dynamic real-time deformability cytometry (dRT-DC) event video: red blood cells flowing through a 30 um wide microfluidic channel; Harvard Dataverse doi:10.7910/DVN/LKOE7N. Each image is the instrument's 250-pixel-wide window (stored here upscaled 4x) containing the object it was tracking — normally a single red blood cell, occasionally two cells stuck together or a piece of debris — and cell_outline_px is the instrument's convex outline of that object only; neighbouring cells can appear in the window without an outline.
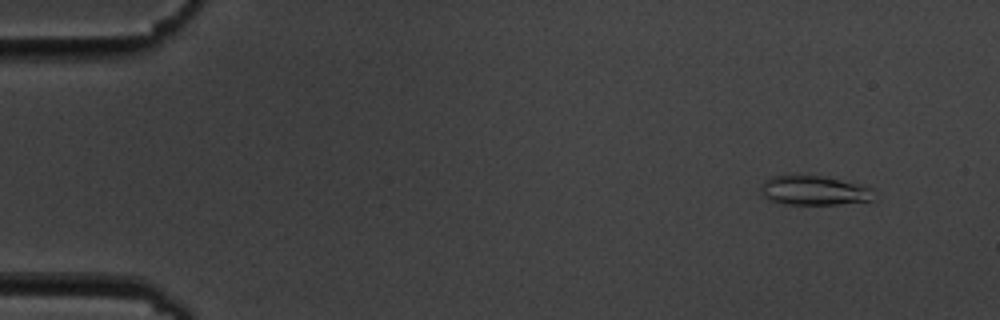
{"species": "common noctule bat (a hibernating species)", "species_latin": "Nyctalus noctula", "temperature_condition": "cold", "stored_images_in_passage": 52, "camera_frame_rate_fps": 3000, "um_per_image_px": 0.085, "animal": {"sex": "male", "body_mass_g": 19.5, "forearm_length_mm": 54.6}, "frame": {"image": 1, "passage_image": 1, "time_ms": 0.0, "image_size_px": [1000, 320], "cell_outline_px": [[876, 188], [872, 200], [840, 204], [780, 204], [768, 200], [760, 192], [760, 184], [764, 180], [772, 176], [824, 176]], "centroid_in_image_um": [69.19, 16.2], "position_along_channel_um": 15.8, "area_um2": 19.54}}
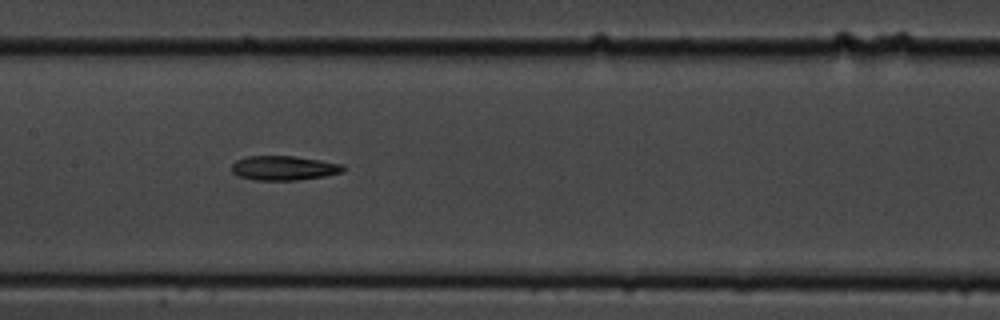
{"frame": {"image": 2, "passage_image": 24, "time_ms": 7.667, "image_size_px": [1000, 320], "cell_outline_px": [[348, 168], [344, 172], [324, 176], [296, 180], [252, 180], [236, 176], [232, 172], [232, 164], [236, 160], [248, 156], [296, 156], [344, 164]], "centroid_in_image_um": [24.15, 14.28], "position_along_channel_um": 183.2, "area_um2": 16.13}}
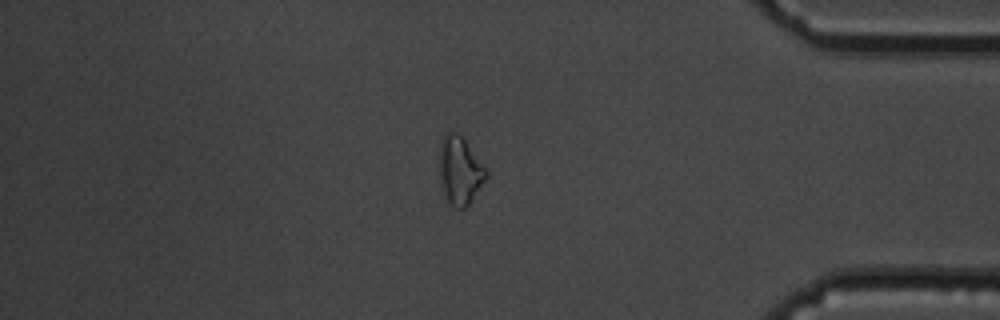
{"frame": {"image": 3, "passage_image": 44, "time_ms": 14.333, "image_size_px": [1000, 320], "cell_outline_px": [[488, 176], [472, 200], [464, 208], [456, 208], [448, 200], [444, 192], [440, 176], [440, 144], [444, 136], [448, 132], [456, 132], [464, 140], [488, 168]], "centroid_in_image_um": [39.13, 14.49], "position_along_channel_um": 396.1, "area_um2": 18.21}, "authors_computed_cell_mechanics": {"area_um2": 16.2707, "velocity_mm_per_s": 3.5919, "shape_relaxation_time_tau1_ms": 3.5316, "shape_relaxation_time_tau2_ms": 4.3758, "deformation_change_tau1": 0.128, "deformation_change_tau2": 0.14}}